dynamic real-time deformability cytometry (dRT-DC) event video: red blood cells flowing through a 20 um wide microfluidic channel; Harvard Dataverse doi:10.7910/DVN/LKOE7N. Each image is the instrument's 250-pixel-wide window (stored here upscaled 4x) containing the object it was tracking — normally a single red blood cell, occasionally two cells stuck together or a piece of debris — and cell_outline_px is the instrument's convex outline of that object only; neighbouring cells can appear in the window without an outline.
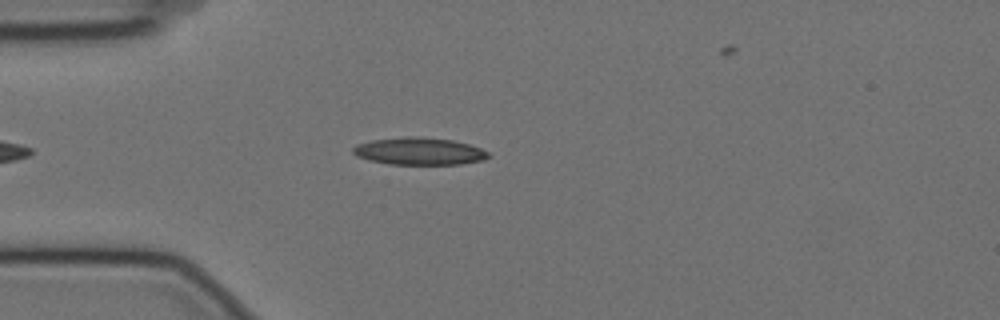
{"species": "Egyptian fruit bat (a non-hibernating species)", "species_latin": "Rousettus aegyptiacus", "temperature_condition": "cold", "stored_images_in_passage": 45, "camera_frame_rate_fps": 3000, "um_per_image_px": 0.085, "animal": {"sex": "female"}, "frame": {"image": 1, "passage_image": 9, "time_ms": 2.667, "image_size_px": [1000, 320], "cell_outline_px": [[492, 156], [484, 160], [460, 164], [388, 164], [368, 160], [356, 156], [352, 152], [352, 148], [356, 144], [372, 140], [408, 136], [416, 136], [452, 140], [468, 144], [480, 148], [488, 152]], "centroid_in_image_um": [35.62, 12.86], "position_along_channel_um": 49.4, "area_um2": 21.62}}
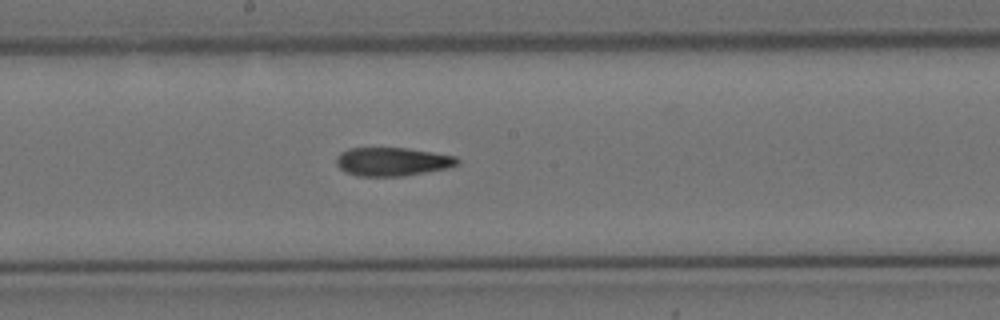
{"frame": {"image": 2, "passage_image": 24, "time_ms": 7.667, "image_size_px": [1000, 320], "cell_outline_px": [[460, 164], [448, 168], [404, 176], [356, 176], [344, 172], [336, 164], [336, 156], [340, 152], [348, 148], [408, 148], [456, 156], [460, 160]], "centroid_in_image_um": [33.34, 13.74], "position_along_channel_um": 214.9, "area_um2": 20.35}}
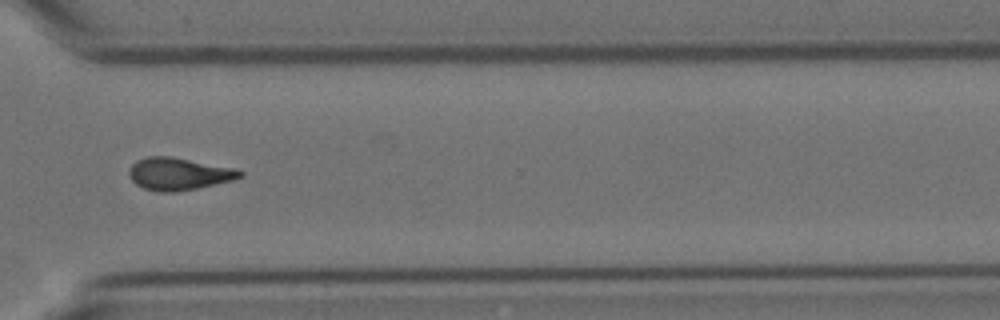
{"frame": {"image": 3, "passage_image": 36, "time_ms": 11.667, "image_size_px": [1000, 320], "cell_outline_px": [[244, 176], [236, 180], [176, 192], [156, 192], [144, 188], [136, 184], [132, 180], [128, 172], [132, 164], [136, 160], [148, 156], [172, 156], [236, 168], [244, 172]], "centroid_in_image_um": [15.23, 14.77], "position_along_channel_um": 355.4, "area_um2": 21.21}, "authors_computed_cell_mechanics": {"area_um2": 20.519, "velocity_mm_per_s": 3.5291, "shape_relaxation_time_tau1_ms": null, "shape_relaxation_time_tau2_ms": 3.2526, "deformation_change_tau1": null, "deformation_change_tau2": 0.1134}}